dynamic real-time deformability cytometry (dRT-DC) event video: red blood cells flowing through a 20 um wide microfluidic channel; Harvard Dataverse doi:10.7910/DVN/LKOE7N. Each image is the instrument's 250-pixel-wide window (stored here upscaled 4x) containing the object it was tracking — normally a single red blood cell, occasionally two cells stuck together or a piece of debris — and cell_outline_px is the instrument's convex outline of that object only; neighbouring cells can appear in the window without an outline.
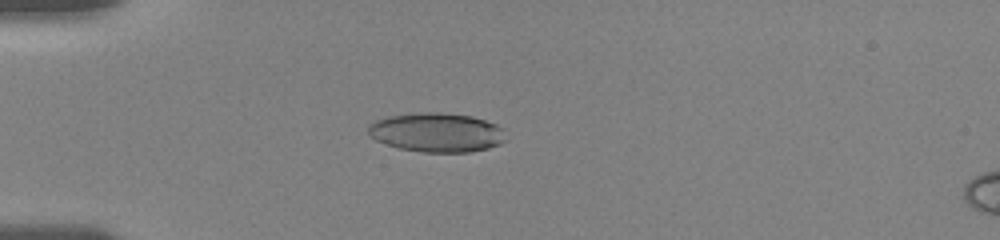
{"species": "human", "species_latin": "Homo sapiens", "temperature_condition": "room temperature", "stored_images_in_passage": 25, "camera_frame_rate_fps": 3000, "um_per_image_px": 0.085, "donor": {"sex": "female"}, "frame": {"image": 1, "passage_image": 12, "time_ms": 5.0, "image_size_px": [1000, 240], "cell_outline_px": [[508, 140], [500, 144], [488, 148], [468, 152], [424, 152], [400, 148], [376, 140], [368, 132], [368, 124], [376, 120], [388, 116], [420, 112], [440, 112], [472, 116], [496, 124], [504, 128]], "centroid_in_image_um": [37.17, 11.25], "position_along_channel_um": 47.8, "area_um2": 31.56}}
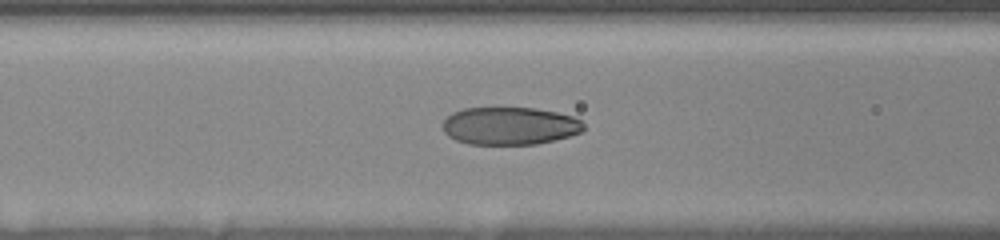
{"frame": {"image": 2, "passage_image": 19, "time_ms": 7.667, "image_size_px": [1000, 240], "cell_outline_px": [[584, 128], [580, 132], [568, 136], [536, 144], [468, 144], [456, 140], [448, 136], [444, 132], [444, 120], [452, 112], [464, 108], [536, 108], [556, 112], [572, 116], [580, 120], [584, 124]], "centroid_in_image_um": [43.31, 10.7], "position_along_channel_um": 123.3, "area_um2": 30.81}}
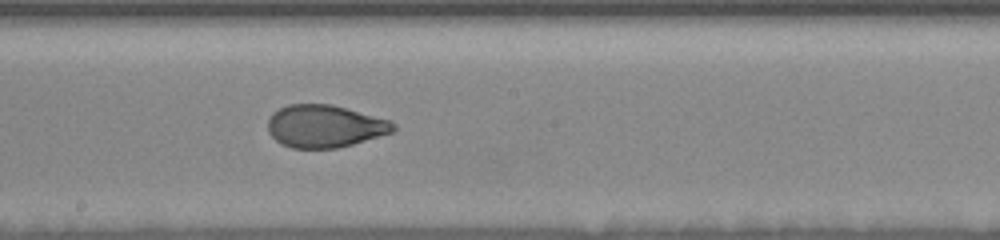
{"frame": {"image": 3, "passage_image": 25, "time_ms": 10.333, "image_size_px": [1000, 240], "cell_outline_px": [[396, 128], [392, 132], [352, 144], [336, 148], [292, 148], [280, 144], [268, 132], [268, 120], [272, 112], [288, 104], [332, 104], [392, 120], [396, 124]], "centroid_in_image_um": [27.6, 10.72], "position_along_channel_um": 220.6, "area_um2": 31.21}}